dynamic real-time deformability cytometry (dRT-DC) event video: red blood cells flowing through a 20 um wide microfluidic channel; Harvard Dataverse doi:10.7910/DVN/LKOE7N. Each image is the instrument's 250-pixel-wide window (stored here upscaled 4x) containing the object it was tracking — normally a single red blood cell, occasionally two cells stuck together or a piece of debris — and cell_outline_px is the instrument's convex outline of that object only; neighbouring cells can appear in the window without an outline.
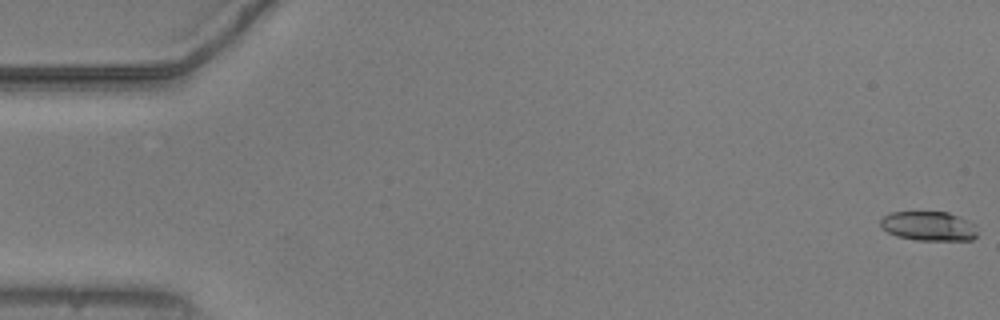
{"species": "common noctule bat (a hibernating species)", "species_latin": "Nyctalus noctula", "temperature_condition": "warm", "stored_images_in_passage": 54, "camera_frame_rate_fps": 3000, "um_per_image_px": 0.085, "animal": {"sex": "male", "body_mass_g": 20.5, "forearm_length_mm": 52.5}, "frame": {"image": 1, "passage_image": 1, "time_ms": 0.0, "image_size_px": [1000, 320], "cell_outline_px": [[976, 236], [972, 240], [916, 240], [896, 236], [880, 228], [880, 220], [884, 216], [892, 212], [948, 212], [960, 216], [976, 224]], "centroid_in_image_um": [78.94, 19.22], "position_along_channel_um": 6.1, "area_um2": 16.76}}
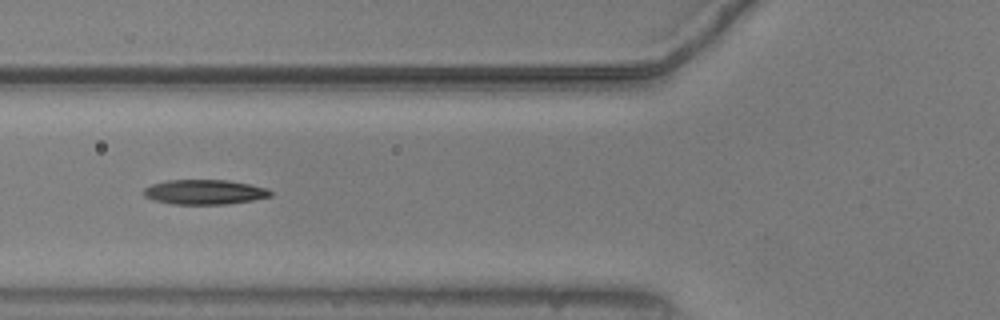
{"frame": {"image": 2, "passage_image": 21, "time_ms": 6.667, "image_size_px": [1000, 320], "cell_outline_px": [[272, 196], [252, 200], [228, 204], [172, 204], [152, 200], [144, 196], [144, 188], [152, 184], [168, 180], [228, 180], [268, 188], [272, 192]], "centroid_in_image_um": [17.38, 16.32], "position_along_channel_um": 108.4, "area_um2": 18.32}}
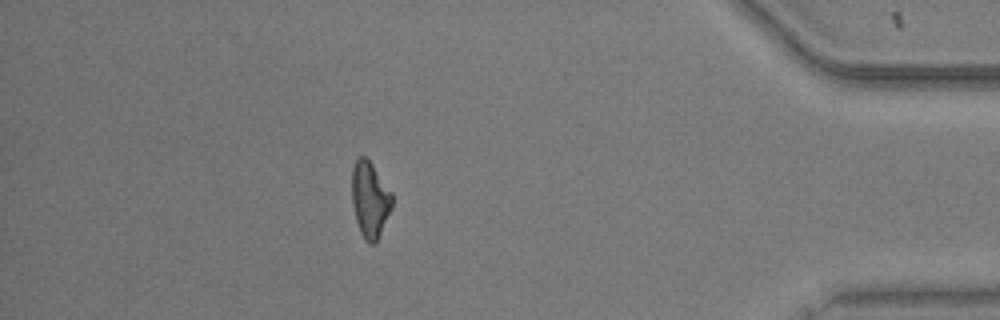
{"frame": {"image": 3, "passage_image": 48, "time_ms": 15.667, "image_size_px": [1000, 320], "cell_outline_px": [[392, 208], [376, 244], [368, 244], [364, 240], [360, 232], [356, 220], [352, 204], [352, 168], [356, 160], [360, 156], [364, 156], [372, 164], [392, 192]], "centroid_in_image_um": [31.45, 17.0], "position_along_channel_um": 403.8, "area_um2": 17.92}, "authors_computed_cell_mechanics": {"area_um2": 18.0336, "velocity_mm_per_s": 3.7759, "shape_relaxation_time_tau1_ms": null, "shape_relaxation_time_tau2_ms": 3.07, "deformation_change_tau1": null, "deformation_change_tau2": 0.132}}